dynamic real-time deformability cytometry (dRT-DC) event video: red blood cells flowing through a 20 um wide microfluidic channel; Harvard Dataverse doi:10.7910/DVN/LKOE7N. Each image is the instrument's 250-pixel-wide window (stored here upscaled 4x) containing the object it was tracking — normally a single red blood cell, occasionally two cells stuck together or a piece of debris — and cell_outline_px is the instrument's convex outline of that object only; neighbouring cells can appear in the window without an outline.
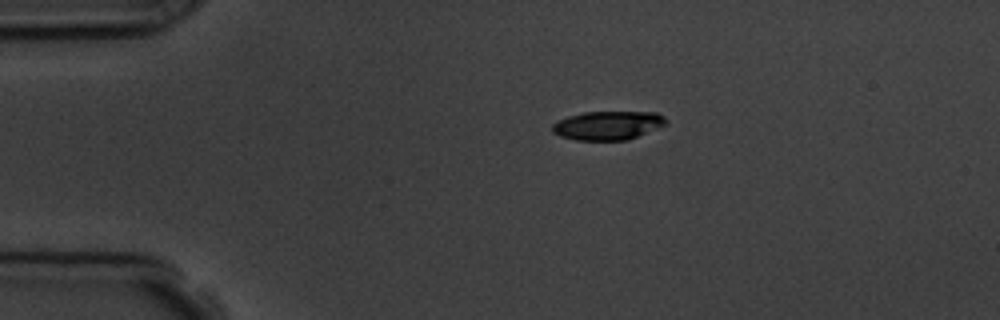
{"species": "common noctule bat (a hibernating species)", "species_latin": "Nyctalus noctula", "temperature_condition": "room temperature", "stored_images_in_passage": 2, "camera_frame_rate_fps": 3000, "um_per_image_px": 0.085, "animal": {"sex": "male", "body_mass_g": 19.5, "forearm_length_mm": 54.6}, "frame": {"image": 1, "passage_image": 1, "time_ms": 0.0, "image_size_px": [1000, 320], "cell_outline_px": [[668, 124], [628, 140], [576, 140], [560, 136], [552, 132], [552, 124], [556, 120], [568, 116], [584, 112], [656, 112], [664, 116], [668, 120]], "centroid_in_image_um": [51.67, 10.66], "position_along_channel_um": 33.3, "area_um2": 19.25}}